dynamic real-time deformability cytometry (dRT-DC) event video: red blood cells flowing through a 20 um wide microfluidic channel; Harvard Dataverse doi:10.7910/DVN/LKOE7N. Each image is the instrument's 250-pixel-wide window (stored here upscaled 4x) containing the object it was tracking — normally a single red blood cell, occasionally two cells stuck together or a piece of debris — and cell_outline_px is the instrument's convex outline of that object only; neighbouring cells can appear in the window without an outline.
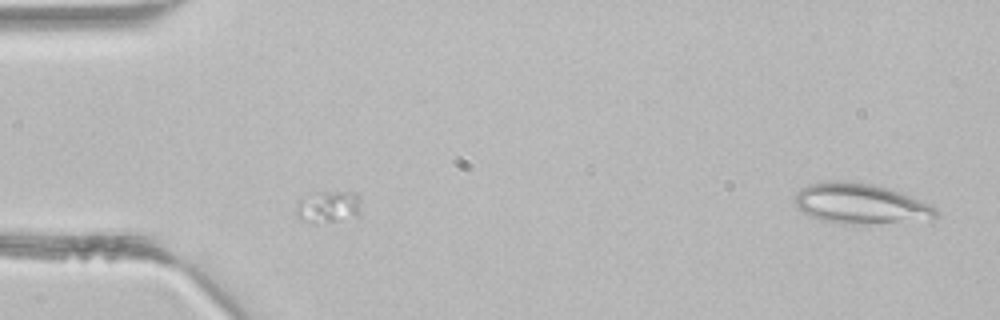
{"species": "common noctule bat (a hibernating species)", "species_latin": "Nyctalus noctula", "temperature_condition": "room temperature", "stored_images_in_passage": 2, "camera_frame_rate_fps": 3000, "um_per_image_px": 0.085, "animal": {"sex": "male", "body_mass_g": 21.5, "forearm_length_mm": 52.0}, "frame": {"image": 1, "passage_image": 1, "time_ms": 0.0, "image_size_px": [1000, 320], "cell_outline_px": [[360, 216], [316, 224], [300, 220], [292, 212], [296, 200], [316, 192], [356, 192], [360, 196]], "centroid_in_image_um": [27.84, 17.59], "position_along_channel_um": 57.2, "area_um2": 12.72}}